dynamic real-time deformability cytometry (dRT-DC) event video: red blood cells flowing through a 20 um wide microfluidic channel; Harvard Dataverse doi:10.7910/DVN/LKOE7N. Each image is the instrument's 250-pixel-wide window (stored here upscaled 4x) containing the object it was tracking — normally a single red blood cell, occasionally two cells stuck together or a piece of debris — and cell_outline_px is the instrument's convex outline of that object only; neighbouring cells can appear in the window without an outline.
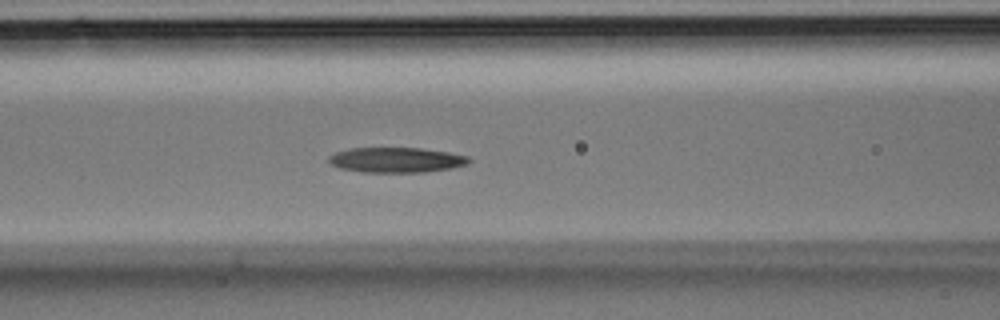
{"species": "Egyptian fruit bat (a non-hibernating species)", "species_latin": "Rousettus aegyptiacus", "temperature_condition": "room temperature", "stored_images_in_passage": 29, "camera_frame_rate_fps": 3000, "um_per_image_px": 0.085, "animal": {"sex": "male"}, "frame": {"image": 1, "passage_image": 11, "time_ms": 3.333, "image_size_px": [1000, 320], "cell_outline_px": [[472, 160], [468, 164], [452, 168], [424, 172], [364, 172], [340, 168], [332, 164], [328, 160], [328, 156], [336, 152], [348, 148], [420, 148], [448, 152], [468, 156]], "centroid_in_image_um": [33.7, 13.59], "position_along_channel_um": 132.9, "area_um2": 20.52}}
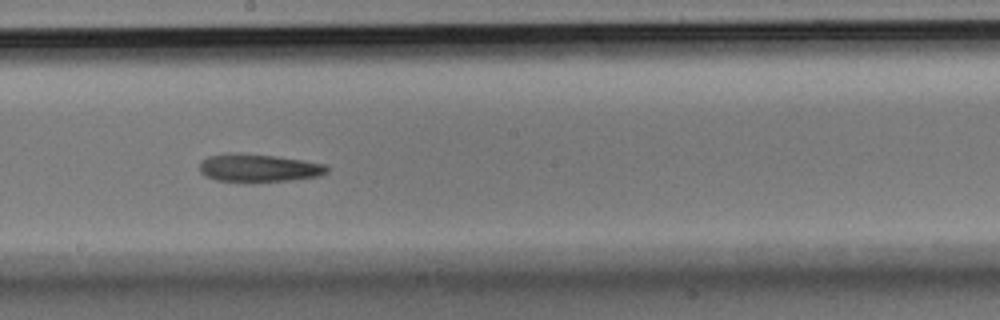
{"frame": {"image": 2, "passage_image": 16, "time_ms": 5.0, "image_size_px": [1000, 320], "cell_outline_px": [[328, 172], [320, 176], [288, 180], [216, 180], [204, 176], [200, 172], [200, 160], [208, 156], [272, 156], [300, 160], [324, 164], [328, 168]], "centroid_in_image_um": [22.02, 14.3], "position_along_channel_um": 226.2, "area_um2": 19.19}}
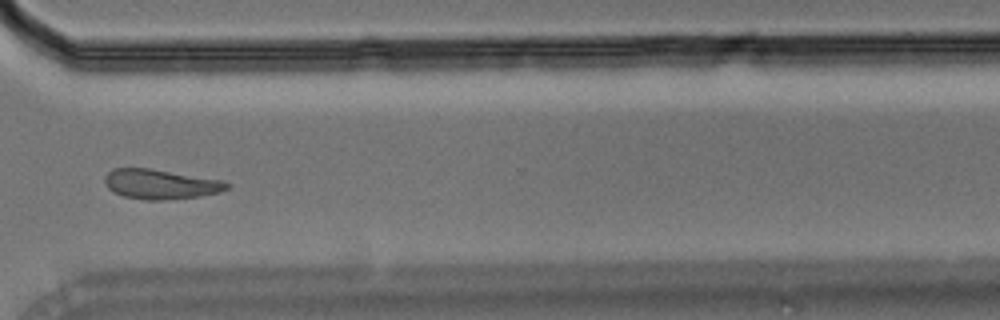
{"frame": {"image": 3, "passage_image": 23, "time_ms": 7.333, "image_size_px": [1000, 320], "cell_outline_px": [[232, 184], [228, 188], [220, 192], [200, 196], [164, 200], [144, 200], [124, 196], [108, 188], [104, 180], [104, 176], [112, 168], [148, 168], [224, 180]], "centroid_in_image_um": [13.67, 15.65], "position_along_channel_um": 356.9, "area_um2": 21.21}}